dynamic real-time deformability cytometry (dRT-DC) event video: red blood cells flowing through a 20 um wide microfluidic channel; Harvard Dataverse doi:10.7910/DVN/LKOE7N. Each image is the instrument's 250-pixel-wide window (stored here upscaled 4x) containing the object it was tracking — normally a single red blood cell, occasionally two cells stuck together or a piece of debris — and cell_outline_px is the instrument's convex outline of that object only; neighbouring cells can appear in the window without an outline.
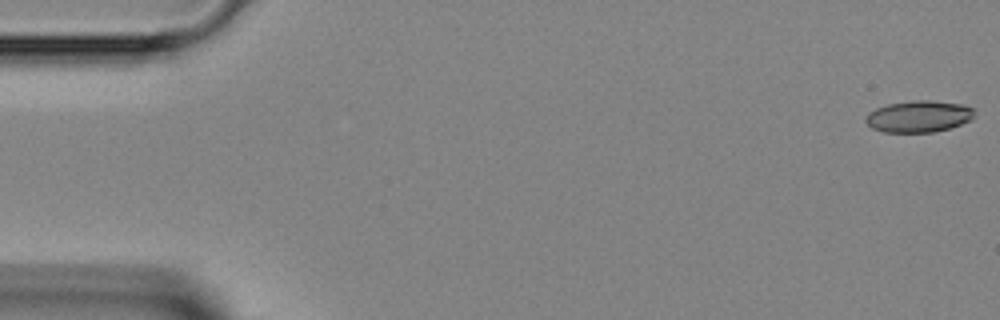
{"species": "Egyptian fruit bat (a non-hibernating species)", "species_latin": "Rousettus aegyptiacus", "temperature_condition": "room temperature", "stored_images_in_passage": 45, "camera_frame_rate_fps": 3000, "um_per_image_px": 0.085, "animal": {"sex": "female"}, "frame": {"image": 1, "passage_image": 1, "time_ms": 0.0, "image_size_px": [1000, 320], "cell_outline_px": [[972, 116], [968, 120], [960, 124], [948, 128], [932, 132], [884, 132], [872, 128], [864, 120], [868, 112], [876, 108], [888, 104], [916, 100], [928, 100], [964, 104], [972, 108]], "centroid_in_image_um": [78.04, 9.89], "position_along_channel_um": 7.0, "area_um2": 19.77}}
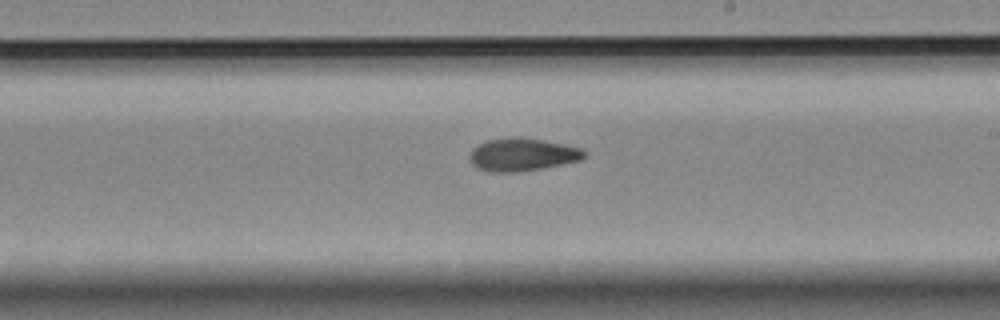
{"frame": {"image": 2, "passage_image": 26, "time_ms": 8.333, "image_size_px": [1000, 320], "cell_outline_px": [[588, 152], [580, 160], [520, 172], [488, 172], [476, 168], [472, 164], [468, 156], [472, 148], [488, 140], [544, 140], [564, 144], [580, 148]], "centroid_in_image_um": [44.37, 13.19], "position_along_channel_um": 244.6, "area_um2": 21.15}}
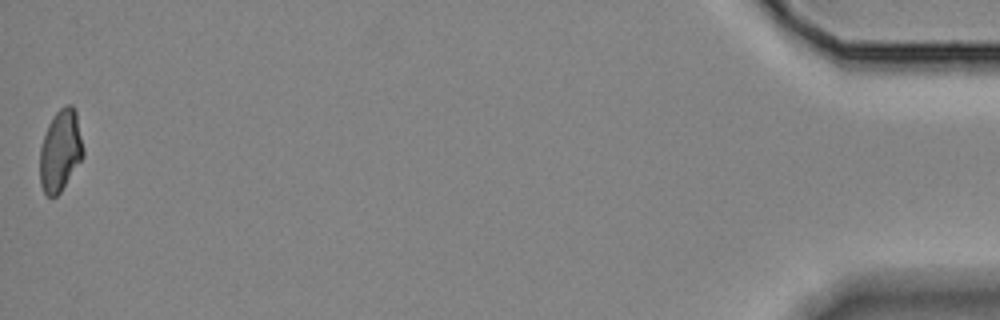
{"frame": {"image": 3, "passage_image": 45, "time_ms": 14.667, "image_size_px": [1000, 320], "cell_outline_px": [[84, 156], [60, 192], [56, 196], [48, 196], [44, 192], [40, 184], [40, 148], [48, 124], [52, 116], [64, 104], [72, 104], [76, 112], [84, 148]], "centroid_in_image_um": [5.14, 12.77], "position_along_channel_um": 430.1, "area_um2": 20.63}}